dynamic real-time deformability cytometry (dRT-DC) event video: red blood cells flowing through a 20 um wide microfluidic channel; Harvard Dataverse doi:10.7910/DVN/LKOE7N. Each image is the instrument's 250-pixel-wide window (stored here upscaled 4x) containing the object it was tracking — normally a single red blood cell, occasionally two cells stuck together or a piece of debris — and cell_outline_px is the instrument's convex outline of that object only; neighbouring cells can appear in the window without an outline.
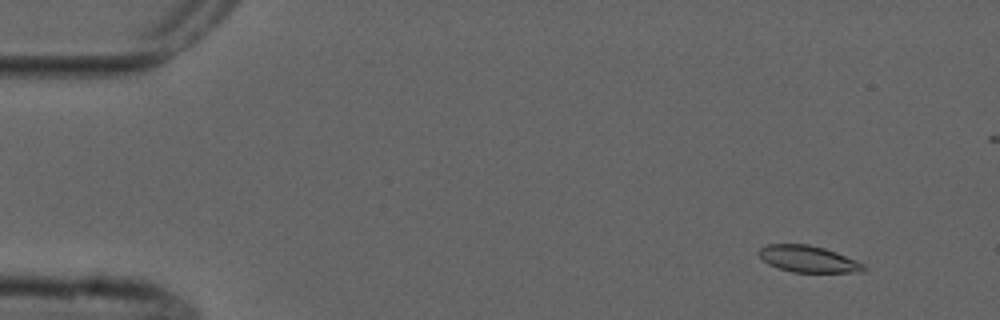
{"species": "common noctule bat (a hibernating species)", "species_latin": "Nyctalus noctula", "temperature_condition": "cold", "stored_images_in_passage": 5, "camera_frame_rate_fps": 3000, "um_per_image_px": 0.085, "animal": {"sex": "male", "forearm_length_mm": 52.5}, "frame": {"image": 1, "passage_image": 2, "time_ms": 1.0, "image_size_px": [1000, 320], "cell_outline_px": [[868, 268], [864, 272], [792, 272], [768, 264], [756, 252], [760, 248], [768, 244], [808, 244], [824, 248], [836, 252], [856, 260], [864, 264]], "centroid_in_image_um": [68.72, 22.01], "position_along_channel_um": 16.3, "area_um2": 16.24}}
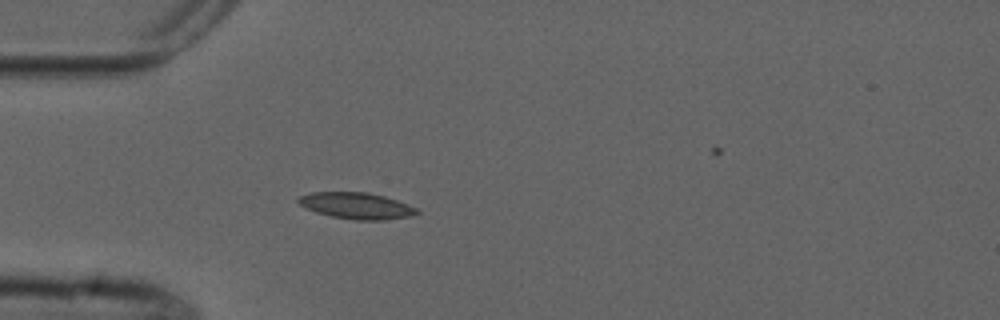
{"frame": {"image": 2, "passage_image": 5, "time_ms": 4.667, "image_size_px": [1000, 320], "cell_outline_px": [[420, 212], [412, 216], [384, 220], [356, 220], [332, 216], [316, 212], [300, 204], [296, 200], [300, 196], [312, 192], [368, 192], [384, 196], [408, 204], [416, 208]], "centroid_in_image_um": [30.33, 17.48], "position_along_channel_um": 54.7, "area_um2": 18.09}}